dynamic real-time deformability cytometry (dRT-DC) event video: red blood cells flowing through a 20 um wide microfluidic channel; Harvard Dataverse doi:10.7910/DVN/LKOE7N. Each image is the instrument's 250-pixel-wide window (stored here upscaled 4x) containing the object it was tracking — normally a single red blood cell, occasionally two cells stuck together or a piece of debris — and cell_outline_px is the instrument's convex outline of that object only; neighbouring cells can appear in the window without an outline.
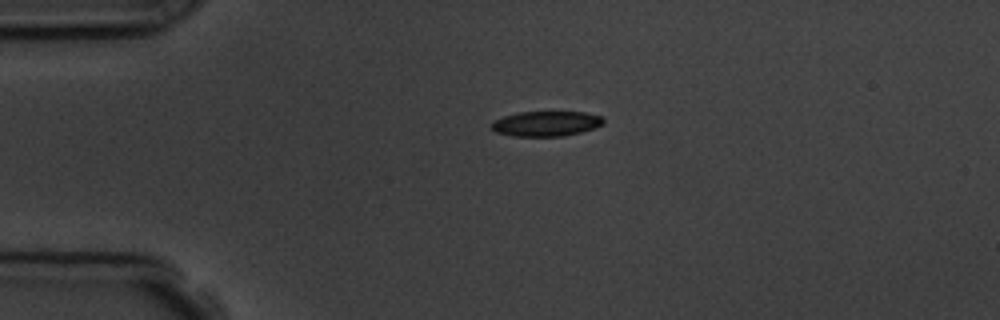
{"species": "common noctule bat (a hibernating species)", "species_latin": "Nyctalus noctula", "temperature_condition": "room temperature", "stored_images_in_passage": 2, "camera_frame_rate_fps": 3000, "um_per_image_px": 0.085, "animal": {"sex": "male", "body_mass_g": 19.5, "forearm_length_mm": 54.6}, "frame": {"image": 1, "passage_image": 1, "time_ms": 0.0, "image_size_px": [1000, 320], "cell_outline_px": [[604, 124], [596, 128], [564, 136], [512, 136], [496, 132], [492, 128], [492, 120], [504, 116], [520, 112], [584, 112], [600, 116], [604, 120]], "centroid_in_image_um": [46.43, 10.51], "position_along_channel_um": 38.6, "area_um2": 16.36}}